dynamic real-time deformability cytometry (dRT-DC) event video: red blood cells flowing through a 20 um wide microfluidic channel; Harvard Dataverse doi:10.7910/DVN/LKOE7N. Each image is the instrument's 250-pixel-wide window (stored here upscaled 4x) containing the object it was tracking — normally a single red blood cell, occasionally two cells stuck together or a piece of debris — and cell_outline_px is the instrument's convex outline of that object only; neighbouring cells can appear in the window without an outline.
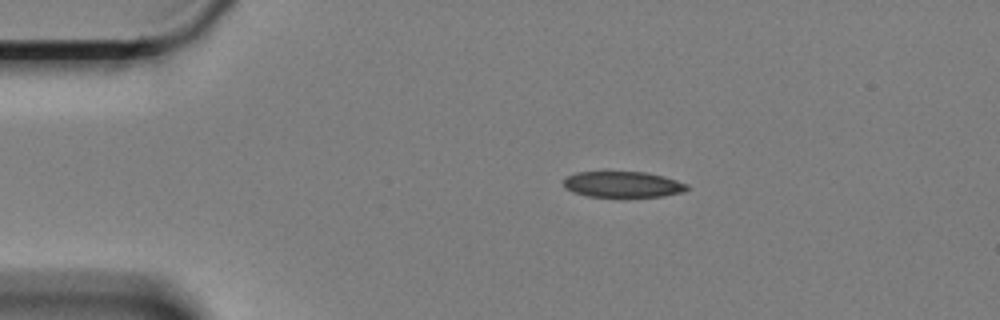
{"species": "Egyptian fruit bat (a non-hibernating species)", "species_latin": "Rousettus aegyptiacus", "temperature_condition": "cold", "stored_images_in_passage": 49, "camera_frame_rate_fps": 3000, "um_per_image_px": 0.085, "animal": {"sex": "female"}, "frame": {"image": 1, "passage_image": 1, "time_ms": 0.0, "image_size_px": [1000, 320], "cell_outline_px": [[688, 188], [680, 192], [660, 196], [588, 196], [572, 192], [564, 188], [564, 180], [568, 176], [576, 172], [604, 168], [608, 168], [648, 172], [664, 176], [688, 184]], "centroid_in_image_um": [52.85, 15.59], "position_along_channel_um": 32.2, "area_um2": 19.48}}
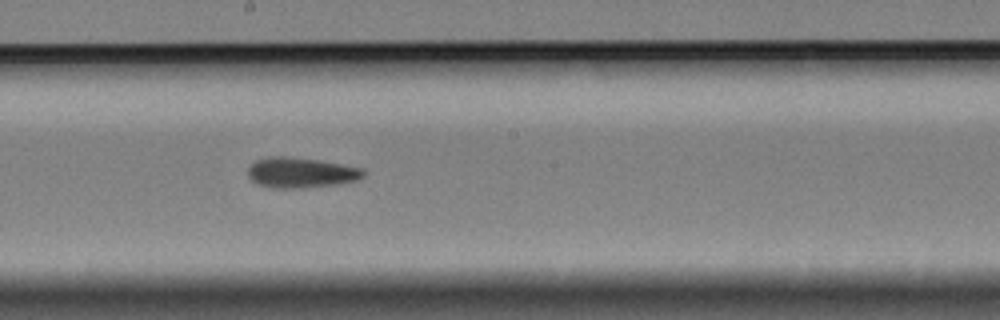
{"frame": {"image": 2, "passage_image": 22, "time_ms": 7.0, "image_size_px": [1000, 320], "cell_outline_px": [[364, 176], [356, 180], [340, 184], [300, 188], [272, 188], [256, 184], [248, 176], [248, 168], [256, 160], [268, 156], [288, 156], [320, 160], [364, 168]], "centroid_in_image_um": [25.57, 14.67], "position_along_channel_um": 222.6, "area_um2": 20.63}}
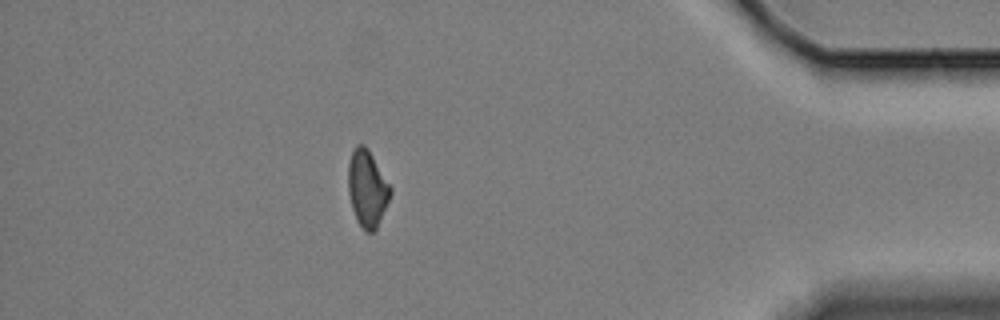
{"frame": {"image": 3, "passage_image": 42, "time_ms": 13.667, "image_size_px": [1000, 320], "cell_outline_px": [[392, 192], [376, 228], [372, 232], [364, 232], [356, 220], [352, 208], [348, 192], [348, 164], [352, 152], [356, 144], [364, 144], [368, 148], [392, 188]], "centroid_in_image_um": [31.2, 16.01], "position_along_channel_um": 404.0, "area_um2": 18.84}, "authors_computed_cell_mechanics": {"area_um2": 19.941, "velocity_mm_per_s": 3.3507, "shape_relaxation_time_tau1_ms": 5.3209, "shape_relaxation_time_tau2_ms": 4.5047, "deformation_change_tau1": 0.1294, "deformation_change_tau2": 0.1162}}